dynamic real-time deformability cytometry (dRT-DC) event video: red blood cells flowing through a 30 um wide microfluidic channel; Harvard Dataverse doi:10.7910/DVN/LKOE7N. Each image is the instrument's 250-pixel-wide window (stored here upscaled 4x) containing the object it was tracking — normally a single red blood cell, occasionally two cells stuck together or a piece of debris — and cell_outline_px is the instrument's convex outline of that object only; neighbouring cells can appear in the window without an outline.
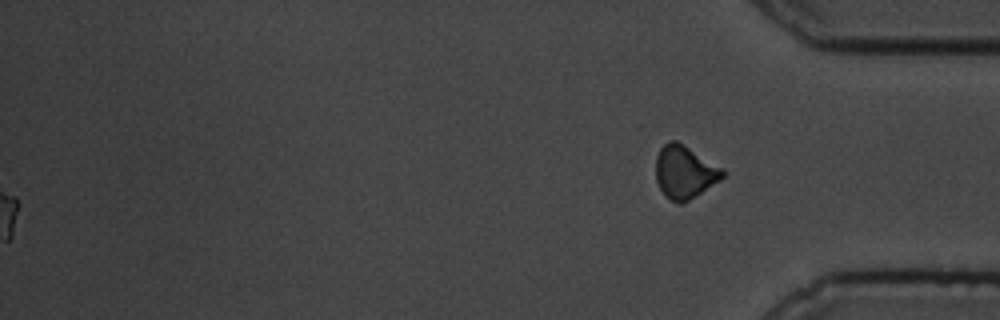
{"species": "common noctule bat (a hibernating species)", "species_latin": "Nyctalus noctula", "temperature_condition": "cold", "stored_images_in_passage": 61, "segment_of_instrument_passage": [2, 2], "camera_frame_rate_fps": 3000, "um_per_image_px": 0.085, "animal": {"sex": "male", "body_mass_g": 19.5, "forearm_length_mm": 54.6}, "frame": {"image": 1, "passage_image": 61, "time_ms": 20.0, "image_size_px": [1000, 320], "cell_outline_px": [[724, 176], [720, 180], [688, 200], [680, 204], [672, 200], [660, 188], [656, 180], [656, 156], [660, 148], [668, 140], [676, 140], [720, 168], [724, 172]], "centroid_in_image_um": [58.15, 14.61], "position_along_channel_um": 377.1, "area_um2": 19.88}}